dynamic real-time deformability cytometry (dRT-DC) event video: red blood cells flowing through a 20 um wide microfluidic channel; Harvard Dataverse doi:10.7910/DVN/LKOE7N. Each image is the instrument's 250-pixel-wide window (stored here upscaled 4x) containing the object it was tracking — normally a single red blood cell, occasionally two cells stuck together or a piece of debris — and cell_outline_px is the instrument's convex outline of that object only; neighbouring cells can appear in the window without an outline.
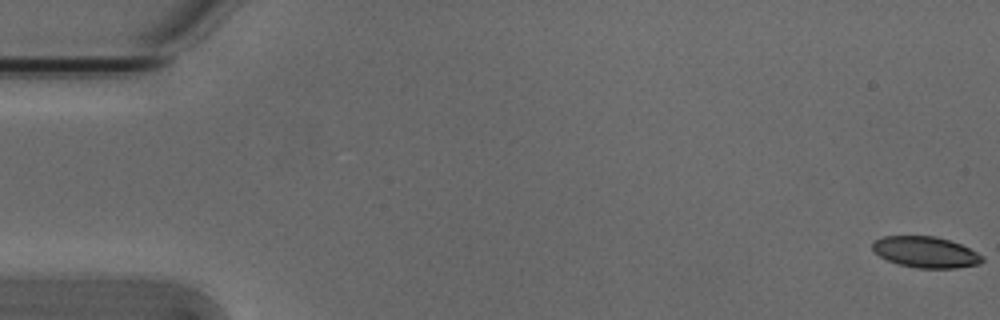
{"species": "Egyptian fruit bat (a non-hibernating species)", "species_latin": "Rousettus aegyptiacus", "temperature_condition": "cold", "stored_images_in_passage": 8, "camera_frame_rate_fps": 3000, "um_per_image_px": 0.085, "animal": {"sex": "male"}, "frame": {"image": 1, "passage_image": 1, "time_ms": 0.0, "image_size_px": [1000, 320], "cell_outline_px": [[984, 260], [980, 264], [956, 268], [916, 268], [900, 264], [888, 260], [880, 256], [872, 248], [872, 240], [884, 236], [936, 236], [960, 244], [984, 256]], "centroid_in_image_um": [78.68, 21.43], "position_along_channel_um": 6.3, "area_um2": 19.83}}
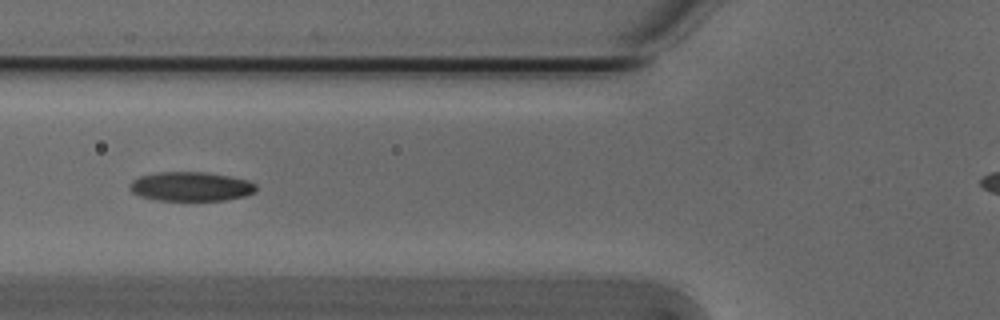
{"frame": {"image": 2, "passage_image": 6, "time_ms": 1.667, "image_size_px": [1000, 320], "cell_outline_px": [[256, 192], [244, 196], [224, 200], [156, 200], [140, 196], [132, 192], [128, 188], [128, 184], [132, 180], [140, 176], [156, 172], [208, 172], [252, 180], [256, 184]], "centroid_in_image_um": [16.23, 15.84], "position_along_channel_um": 109.6, "area_um2": 21.79}}
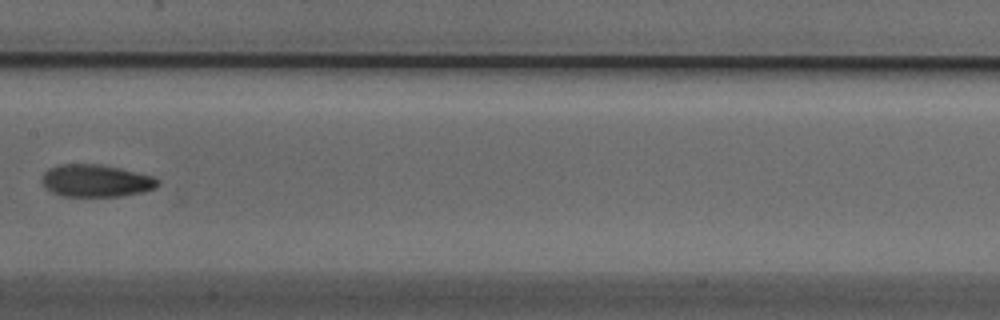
{"frame": {"image": 3, "passage_image": 8, "time_ms": 2.333, "image_size_px": [1000, 320], "cell_outline_px": [[160, 184], [156, 188], [140, 192], [120, 196], [64, 196], [52, 192], [44, 184], [44, 172], [48, 168], [60, 164], [100, 164], [120, 168], [152, 176], [160, 180]], "centroid_in_image_um": [8.19, 15.35], "position_along_channel_um": 199.2, "area_um2": 21.62}}